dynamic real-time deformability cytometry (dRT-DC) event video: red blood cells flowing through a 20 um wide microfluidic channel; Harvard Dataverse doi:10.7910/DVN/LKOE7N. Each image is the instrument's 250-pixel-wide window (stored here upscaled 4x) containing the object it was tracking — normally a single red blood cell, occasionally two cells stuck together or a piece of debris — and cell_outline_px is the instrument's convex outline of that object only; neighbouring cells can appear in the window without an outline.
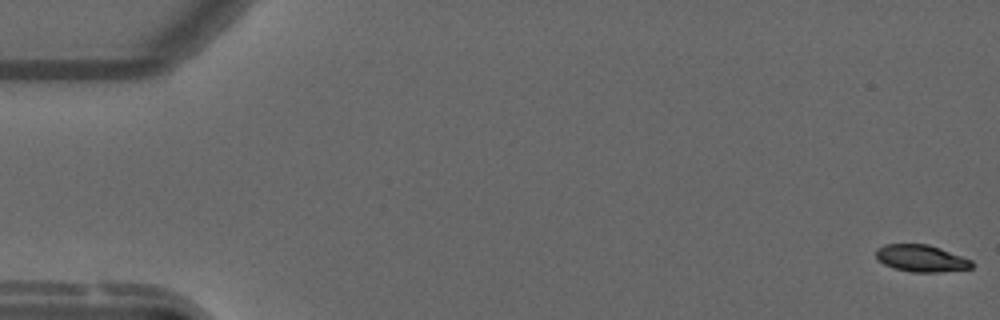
{"species": "common noctule bat (a hibernating species)", "species_latin": "Nyctalus noctula", "temperature_condition": "warm", "stored_images_in_passage": 55, "camera_frame_rate_fps": 3000, "um_per_image_px": 0.085, "animal": {"sex": "male", "forearm_length_mm": 52.5}, "frame": {"image": 1, "passage_image": 1, "time_ms": 0.0, "image_size_px": [1000, 320], "cell_outline_px": [[972, 268], [940, 272], [912, 272], [896, 268], [884, 264], [876, 256], [876, 248], [884, 244], [928, 244], [940, 248], [972, 260]], "centroid_in_image_um": [78.3, 21.95], "position_along_channel_um": 6.7, "area_um2": 14.91}}
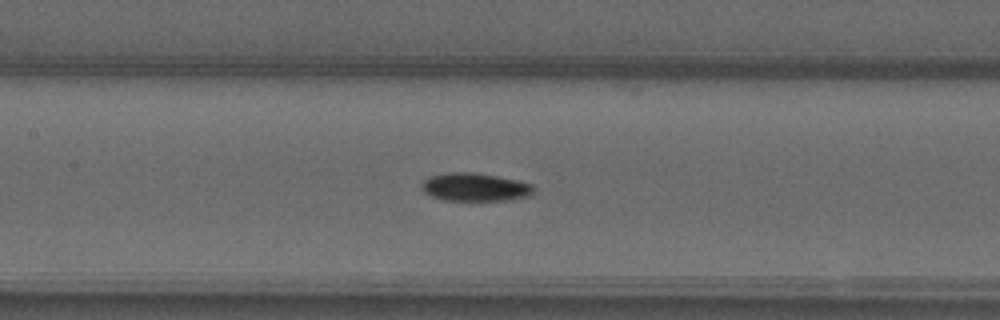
{"frame": {"image": 2, "passage_image": 26, "time_ms": 8.333, "image_size_px": [1000, 320], "cell_outline_px": [[536, 188], [532, 196], [512, 200], [444, 200], [432, 196], [424, 192], [420, 188], [420, 184], [424, 180], [432, 176], [448, 172], [472, 172], [496, 176], [516, 180], [532, 184]], "centroid_in_image_um": [40.41, 15.91], "position_along_channel_um": 167.0, "area_um2": 18.5}}
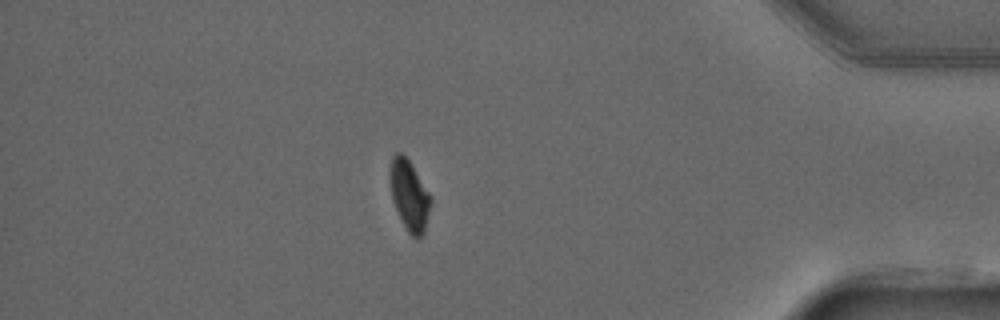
{"frame": {"image": 3, "passage_image": 48, "time_ms": 15.667, "image_size_px": [1000, 320], "cell_outline_px": [[432, 200], [424, 232], [420, 240], [416, 240], [408, 232], [392, 200], [388, 176], [388, 172], [392, 156], [396, 152], [400, 152], [408, 160], [432, 196]], "centroid_in_image_um": [34.78, 16.6], "position_along_channel_um": 400.4, "area_um2": 16.82}, "authors_computed_cell_mechanics": {"area_um2": 17.5134, "velocity_mm_per_s": 3.7346, "shape_relaxation_time_tau1_ms": null, "shape_relaxation_time_tau2_ms": 4.2166, "deformation_change_tau1": null, "deformation_change_tau2": 0.0475}}